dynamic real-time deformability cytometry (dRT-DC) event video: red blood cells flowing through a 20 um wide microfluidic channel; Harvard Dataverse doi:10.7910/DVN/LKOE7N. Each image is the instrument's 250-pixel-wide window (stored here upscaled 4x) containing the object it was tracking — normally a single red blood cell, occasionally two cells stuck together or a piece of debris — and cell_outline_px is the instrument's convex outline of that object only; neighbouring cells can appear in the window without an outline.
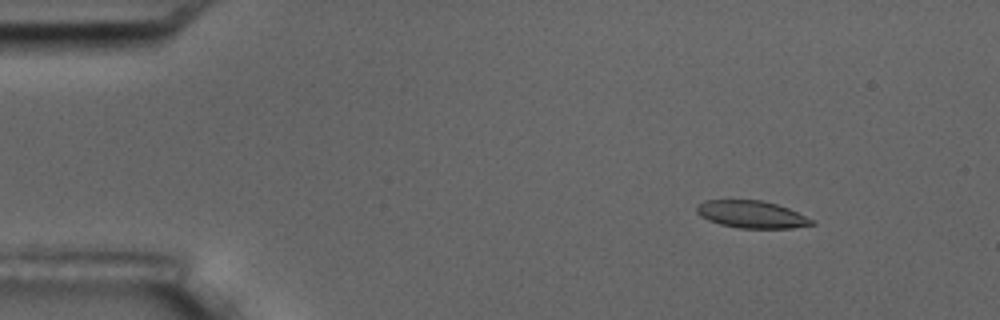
{"species": "common noctule bat (a hibernating species)", "species_latin": "Nyctalus noctula", "temperature_condition": "room temperature", "stored_images_in_passage": 4, "camera_frame_rate_fps": 3000, "um_per_image_px": 0.085, "animal": {"sex": "male", "body_mass_g": 17.5, "forearm_length_mm": 52.3}, "frame": {"image": 1, "passage_image": 2, "time_ms": 2.0, "image_size_px": [1000, 320], "cell_outline_px": [[816, 224], [792, 228], [740, 228], [720, 224], [708, 220], [700, 216], [696, 212], [696, 204], [704, 200], [760, 200], [776, 204], [788, 208], [816, 220]], "centroid_in_image_um": [63.89, 18.22], "position_along_channel_um": 21.1, "area_um2": 18.44}}